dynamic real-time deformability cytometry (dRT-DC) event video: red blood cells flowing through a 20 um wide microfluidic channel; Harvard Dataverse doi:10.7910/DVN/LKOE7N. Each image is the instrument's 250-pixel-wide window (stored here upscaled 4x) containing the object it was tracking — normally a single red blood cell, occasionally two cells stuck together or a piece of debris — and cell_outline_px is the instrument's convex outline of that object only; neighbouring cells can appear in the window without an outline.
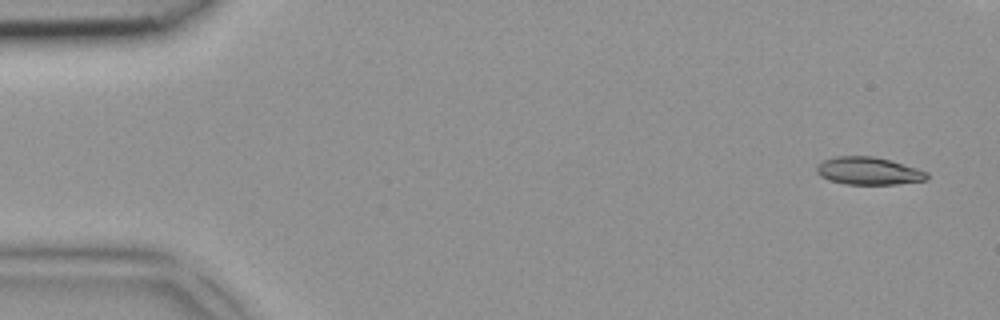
{"species": "common noctule bat (a hibernating species)", "species_latin": "Nyctalus noctula", "temperature_condition": "room temperature", "stored_images_in_passage": 5, "camera_frame_rate_fps": 3000, "um_per_image_px": 0.085, "animal": {"sex": "female", "body_mass_g": 18.4}, "frame": {"image": 1, "passage_image": 1, "time_ms": 0.0, "image_size_px": [1000, 320], "cell_outline_px": [[928, 180], [896, 184], [844, 184], [828, 180], [820, 176], [816, 172], [816, 168], [824, 160], [836, 156], [872, 156], [888, 160], [916, 168], [928, 172]], "centroid_in_image_um": [73.81, 14.54], "position_along_channel_um": 11.2, "area_um2": 17.63}}